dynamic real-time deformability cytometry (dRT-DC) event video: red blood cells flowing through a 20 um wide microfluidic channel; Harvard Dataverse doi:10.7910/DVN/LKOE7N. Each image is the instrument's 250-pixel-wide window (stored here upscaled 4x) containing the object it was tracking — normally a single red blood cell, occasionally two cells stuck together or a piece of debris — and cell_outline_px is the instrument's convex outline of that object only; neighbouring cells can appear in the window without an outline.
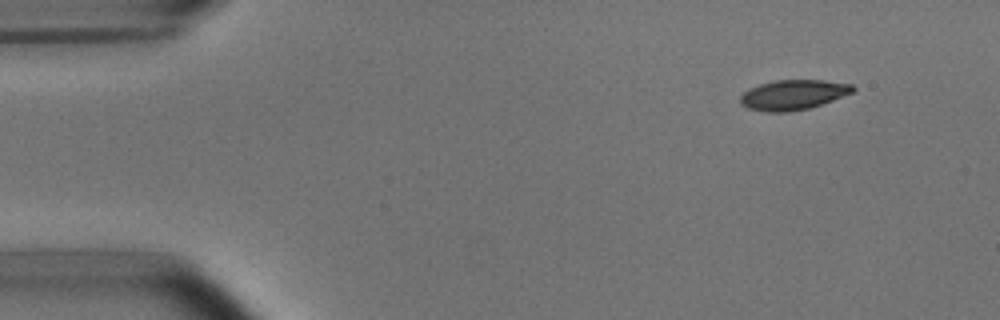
{"species": "common noctule bat (a hibernating species)", "species_latin": "Nyctalus noctula", "temperature_condition": "room temperature", "stored_images_in_passage": 48, "camera_frame_rate_fps": 3000, "um_per_image_px": 0.085, "animal": {"sex": "male", "body_mass_g": 15.6}, "frame": {"image": 1, "passage_image": 1, "time_ms": 0.0, "image_size_px": [1000, 320], "cell_outline_px": [[856, 88], [852, 92], [832, 100], [808, 108], [788, 112], [768, 112], [748, 108], [740, 104], [740, 96], [748, 88], [760, 84], [776, 80], [824, 80], [852, 84]], "centroid_in_image_um": [67.39, 8.05], "position_along_channel_um": 17.6, "area_um2": 19.54}}
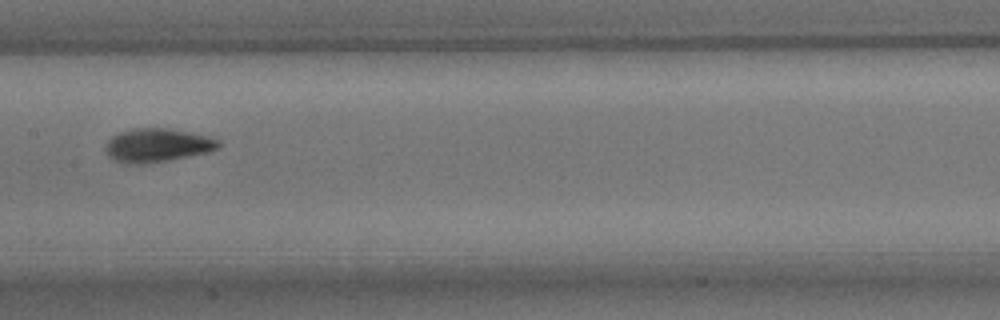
{"frame": {"image": 2, "passage_image": 22, "time_ms": 7.0, "image_size_px": [1000, 320], "cell_outline_px": [[220, 144], [216, 148], [208, 152], [168, 160], [144, 164], [132, 164], [116, 160], [108, 156], [104, 148], [108, 140], [112, 136], [120, 132], [132, 128], [168, 128], [208, 136], [220, 140]], "centroid_in_image_um": [13.34, 12.34], "position_along_channel_um": 194.1, "area_um2": 21.96}}
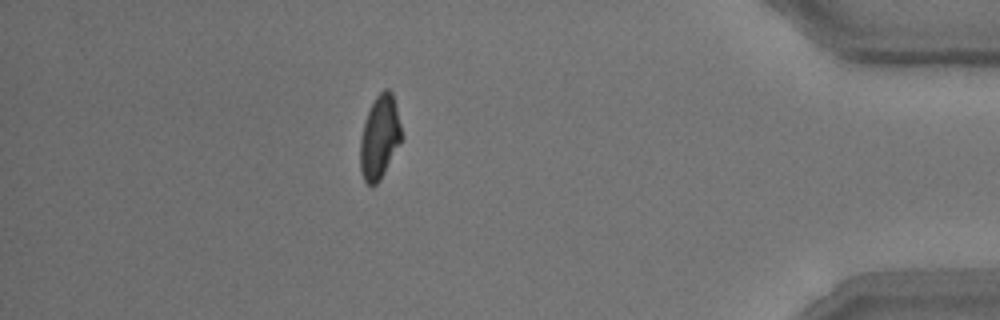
{"frame": {"image": 3, "passage_image": 42, "time_ms": 13.667, "image_size_px": [1000, 320], "cell_outline_px": [[400, 144], [380, 180], [372, 188], [364, 180], [360, 172], [360, 140], [364, 120], [376, 96], [384, 88], [388, 88], [392, 92], [400, 124]], "centroid_in_image_um": [32.24, 11.69], "position_along_channel_um": 403.0, "area_um2": 19.94}, "authors_computed_cell_mechanics": {"area_um2": 20.6057, "velocity_mm_per_s": 3.7977, "shape_relaxation_time_tau1_ms": 3.1862, "shape_relaxation_time_tau2_ms": 1.7793, "deformation_change_tau1": 0.1429, "deformation_change_tau2": 0.0675}}